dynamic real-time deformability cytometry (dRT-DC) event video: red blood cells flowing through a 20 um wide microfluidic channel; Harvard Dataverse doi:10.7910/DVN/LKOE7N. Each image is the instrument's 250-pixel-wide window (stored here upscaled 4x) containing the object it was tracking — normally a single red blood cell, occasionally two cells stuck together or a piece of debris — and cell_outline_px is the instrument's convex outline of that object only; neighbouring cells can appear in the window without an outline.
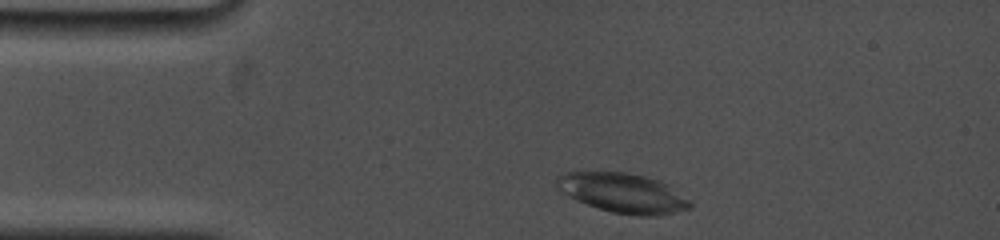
{"species": "common noctule bat (a hibernating species)", "species_latin": "Nyctalus noctula", "temperature_condition": "cold", "stored_images_in_passage": 6, "camera_frame_rate_fps": 5000, "um_per_image_px": 0.085, "animal": {"sex": "female", "body_mass_g": 19.0, "forearm_length_mm": 53.3}, "frame": {"image": 1, "passage_image": 2, "time_ms": 0.4, "image_size_px": [1000, 240], "cell_outline_px": [[692, 208], [656, 216], [620, 216], [576, 200], [560, 192], [556, 184], [556, 180], [564, 172], [628, 172], [644, 176], [668, 184], [688, 200], [692, 204]], "centroid_in_image_um": [52.92, 16.43], "position_along_channel_um": 32.1, "area_um2": 30.92}}